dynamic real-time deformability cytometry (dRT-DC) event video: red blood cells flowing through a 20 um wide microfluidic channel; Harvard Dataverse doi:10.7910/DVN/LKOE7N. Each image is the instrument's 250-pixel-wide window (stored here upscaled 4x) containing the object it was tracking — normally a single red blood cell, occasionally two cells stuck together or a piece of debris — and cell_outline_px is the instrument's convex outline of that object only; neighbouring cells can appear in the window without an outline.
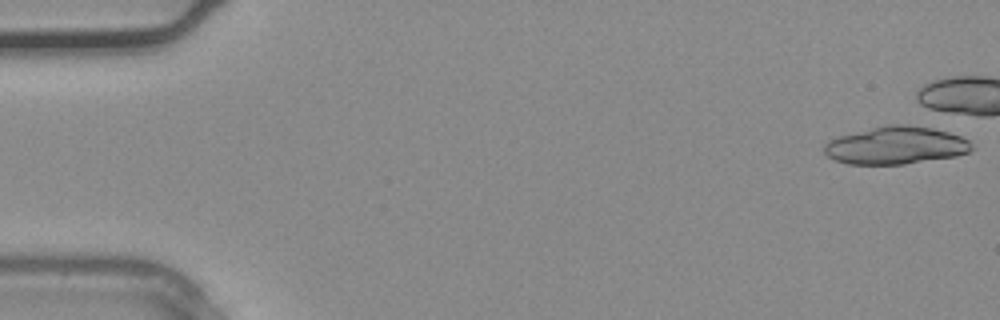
{"species": "common noctule bat (a hibernating species)", "species_latin": "Nyctalus noctula", "temperature_condition": "warm", "stored_images_in_passage": 2, "camera_frame_rate_fps": 3000, "um_per_image_px": 0.085, "animal": {"sex": "male", "body_mass_g": 20.4}, "frame": {"image": 1, "passage_image": 1, "time_ms": 0.0, "image_size_px": [1000, 320], "cell_outline_px": [[972, 148], [968, 152], [956, 156], [904, 164], [848, 164], [836, 160], [828, 156], [824, 152], [824, 144], [828, 140], [840, 136], [888, 124], [908, 124], [932, 128], [948, 132], [960, 136], [968, 140]], "centroid_in_image_um": [76.14, 12.36], "position_along_channel_um": 8.9, "area_um2": 32.08}}